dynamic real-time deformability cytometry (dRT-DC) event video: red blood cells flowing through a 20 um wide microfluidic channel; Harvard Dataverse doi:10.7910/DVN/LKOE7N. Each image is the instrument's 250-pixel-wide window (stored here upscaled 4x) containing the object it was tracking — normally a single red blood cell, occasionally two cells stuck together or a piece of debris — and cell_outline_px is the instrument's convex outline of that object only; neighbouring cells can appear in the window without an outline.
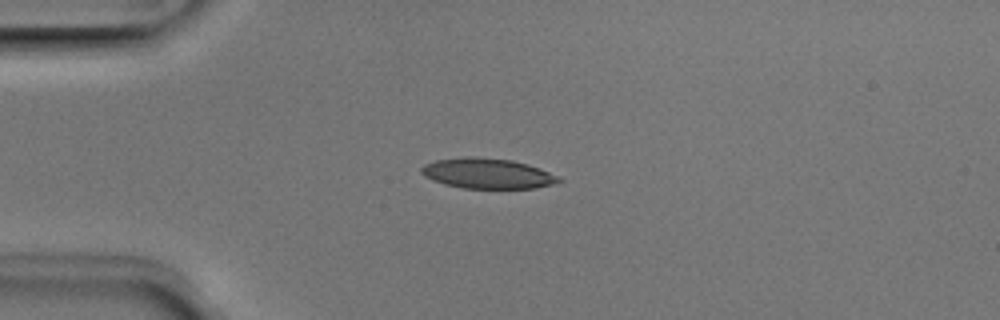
{"species": "Egyptian fruit bat (a non-hibernating species)", "species_latin": "Rousettus aegyptiacus", "temperature_condition": "room temperature", "stored_images_in_passage": 44, "camera_frame_rate_fps": 3000, "um_per_image_px": 0.085, "animal": {"sex": "male"}, "frame": {"image": 1, "passage_image": 11, "time_ms": 3.333, "image_size_px": [1000, 320], "cell_outline_px": [[564, 180], [552, 184], [532, 188], [464, 188], [444, 184], [432, 180], [424, 176], [420, 172], [420, 168], [424, 164], [436, 160], [464, 156], [476, 156], [512, 160], [528, 164], [540, 168], [560, 176]], "centroid_in_image_um": [41.42, 14.73], "position_along_channel_um": 43.6, "area_um2": 24.45}}
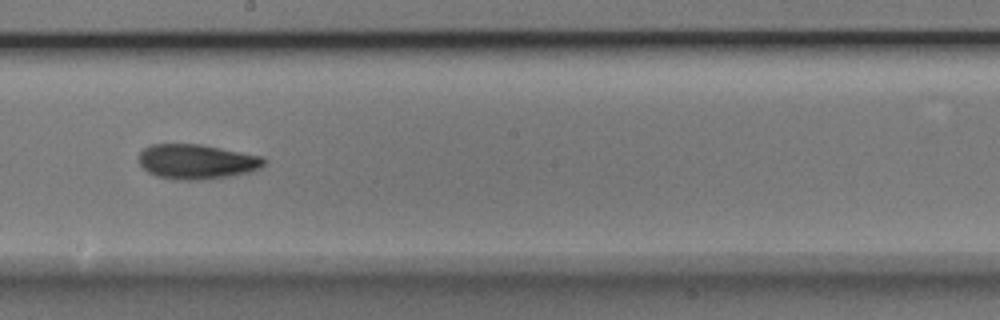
{"frame": {"image": 2, "passage_image": 27, "time_ms": 8.667, "image_size_px": [1000, 320], "cell_outline_px": [[268, 160], [260, 168], [248, 172], [232, 176], [200, 180], [176, 180], [156, 176], [148, 172], [140, 164], [140, 152], [144, 148], [152, 144], [200, 144], [264, 156]], "centroid_in_image_um": [16.75, 13.74], "position_along_channel_um": 231.4, "area_um2": 25.55}}
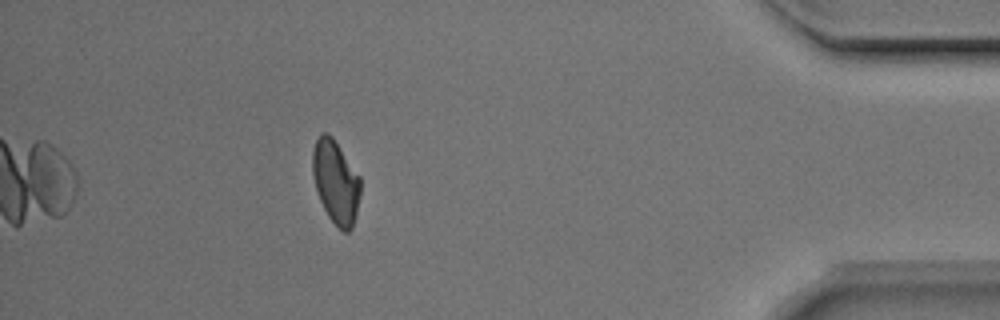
{"frame": {"image": 3, "passage_image": 44, "time_ms": 14.333, "image_size_px": [1000, 320], "cell_outline_px": [[360, 192], [356, 212], [352, 228], [348, 232], [344, 232], [328, 216], [320, 200], [316, 188], [312, 172], [312, 152], [316, 140], [320, 132], [328, 132], [332, 136], [360, 176]], "centroid_in_image_um": [28.52, 15.42], "position_along_channel_um": 406.7, "area_um2": 23.06}, "authors_computed_cell_mechanics": {"area_um2": 24.3338, "velocity_mm_per_s": 3.9543, "shape_relaxation_time_tau1_ms": 6.1874, "shape_relaxation_time_tau2_ms": 4.0645, "deformation_change_tau1": 0.1676, "deformation_change_tau2": 0.1074}}